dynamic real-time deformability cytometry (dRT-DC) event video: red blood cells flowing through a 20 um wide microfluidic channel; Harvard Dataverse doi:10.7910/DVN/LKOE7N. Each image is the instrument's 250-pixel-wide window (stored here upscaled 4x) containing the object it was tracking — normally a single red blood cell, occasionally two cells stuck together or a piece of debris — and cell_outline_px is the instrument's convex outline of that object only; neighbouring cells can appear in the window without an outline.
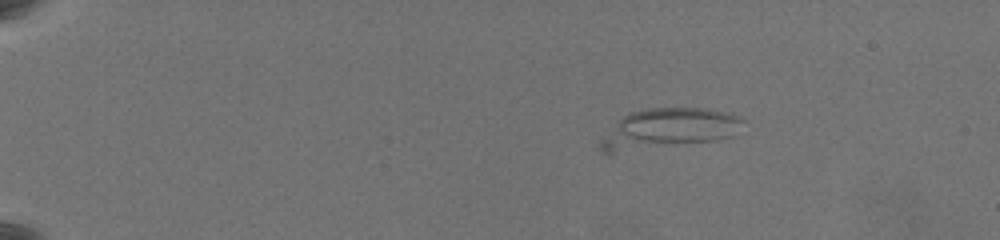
{"species": "common noctule bat (a hibernating species)", "species_latin": "Nyctalus noctula", "temperature_condition": "warm", "stored_images_in_passage": 20, "camera_frame_rate_fps": 3000, "um_per_image_px": 0.085, "animal": {"sex": "female", "body_mass_g": 19.5, "forearm_length_mm": 54.1}, "frame": {"image": 1, "passage_image": 20, "time_ms": 6.333, "image_size_px": [1000, 240], "cell_outline_px": [[744, 120], [732, 136], [716, 140], [612, 152], [600, 152], [600, 140], [628, 112], [648, 108], [708, 108], [728, 112], [740, 116]], "centroid_in_image_um": [56.87, 10.9], "position_along_channel_um": 28.1, "area_um2": 32.54}}